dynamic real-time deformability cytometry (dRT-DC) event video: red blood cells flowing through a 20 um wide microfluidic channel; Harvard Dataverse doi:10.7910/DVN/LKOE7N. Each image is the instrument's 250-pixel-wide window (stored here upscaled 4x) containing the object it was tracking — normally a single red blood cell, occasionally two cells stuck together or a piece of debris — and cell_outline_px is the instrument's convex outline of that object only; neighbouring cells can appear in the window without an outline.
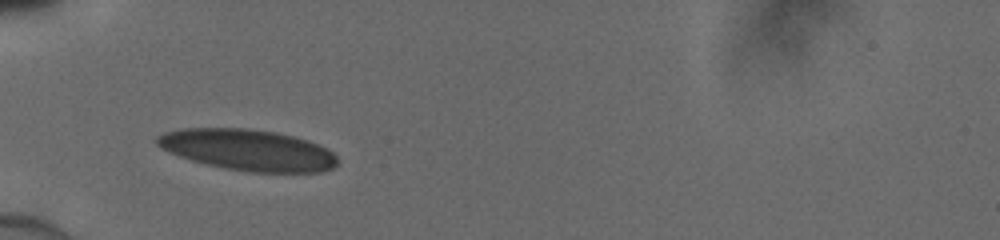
{"species": "human", "species_latin": "Homo sapiens", "temperature_condition": "cold", "stored_images_in_passage": 29, "camera_frame_rate_fps": 3000, "um_per_image_px": 0.085, "donor": {"sex": "male"}, "frame": {"image": 1, "passage_image": 1, "time_ms": 0.0, "image_size_px": [1000, 240], "cell_outline_px": [[336, 164], [332, 168], [320, 172], [248, 172], [224, 168], [192, 160], [168, 152], [160, 148], [152, 140], [156, 136], [164, 132], [180, 128], [248, 128], [276, 132], [308, 140], [332, 152], [336, 156]], "centroid_in_image_um": [21.0, 12.73], "position_along_channel_um": 64.0, "area_um2": 43.29}}
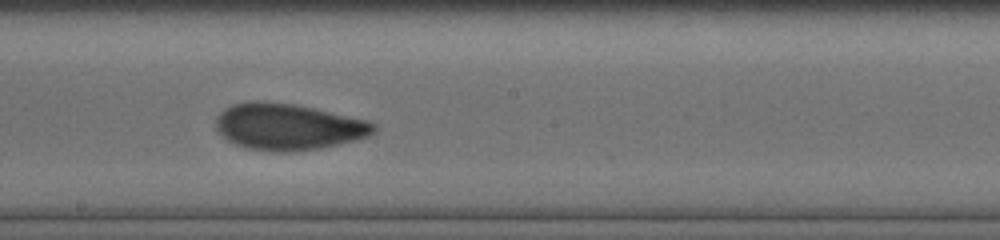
{"frame": {"image": 2, "passage_image": 13, "time_ms": 4.0, "image_size_px": [1000, 240], "cell_outline_px": [[376, 128], [368, 136], [356, 140], [320, 148], [292, 152], [280, 152], [248, 148], [236, 144], [228, 140], [216, 128], [216, 116], [224, 108], [232, 104], [248, 100], [260, 100], [296, 104], [368, 120], [376, 124]], "centroid_in_image_um": [24.48, 10.75], "position_along_channel_um": 223.7, "area_um2": 42.83}}
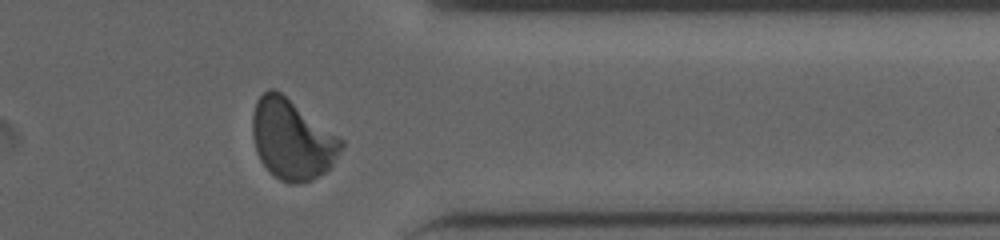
{"frame": {"image": 3, "passage_image": 25, "time_ms": 8.0, "image_size_px": [1000, 240], "cell_outline_px": [[344, 148], [332, 164], [324, 172], [312, 180], [296, 184], [288, 184], [280, 180], [260, 160], [256, 152], [252, 136], [252, 116], [256, 100], [268, 88], [272, 88], [280, 92], [344, 140]], "centroid_in_image_um": [24.82, 11.85], "position_along_channel_um": 386.6, "area_um2": 41.27}}